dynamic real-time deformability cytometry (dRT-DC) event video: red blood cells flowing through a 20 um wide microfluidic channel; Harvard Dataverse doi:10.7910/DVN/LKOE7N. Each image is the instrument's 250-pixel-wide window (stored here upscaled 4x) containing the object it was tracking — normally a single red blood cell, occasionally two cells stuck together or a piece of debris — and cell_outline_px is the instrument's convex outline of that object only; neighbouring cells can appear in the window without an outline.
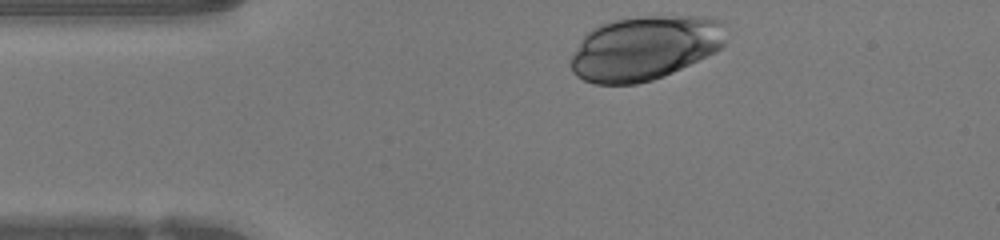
{"species": "human", "species_latin": "Homo sapiens", "temperature_condition": "warm", "stored_images_in_passage": 32, "camera_frame_rate_fps": 3000, "um_per_image_px": 0.085, "donor": {"sex": "female"}, "frame": {"image": 1, "passage_image": 1, "time_ms": 0.0, "image_size_px": [1000, 240], "cell_outline_px": [[724, 44], [716, 52], [664, 76], [652, 80], [636, 84], [596, 84], [584, 80], [576, 76], [572, 72], [568, 64], [580, 40], [592, 28], [600, 24], [616, 20], [644, 16], [704, 16], [720, 20], [724, 40]], "centroid_in_image_um": [54.76, 4.09], "position_along_channel_um": 30.2, "area_um2": 58.03}}
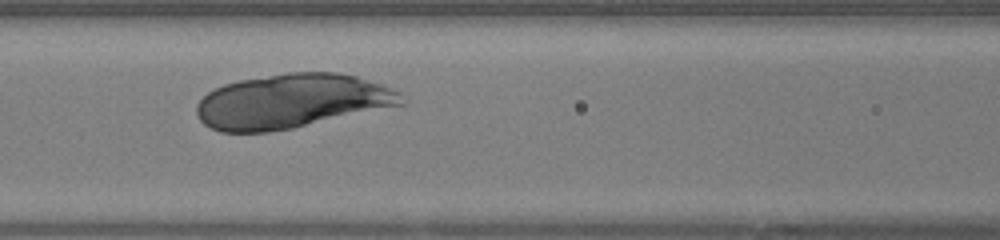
{"frame": {"image": 2, "passage_image": 12, "time_ms": 3.667, "image_size_px": [1000, 240], "cell_outline_px": [[404, 104], [292, 128], [268, 132], [220, 132], [204, 124], [200, 120], [196, 112], [196, 104], [208, 92], [224, 84], [240, 80], [288, 72], [340, 72], [356, 76], [380, 84], [400, 92]], "centroid_in_image_um": [24.76, 8.6], "position_along_channel_um": 141.8, "area_um2": 64.33}}
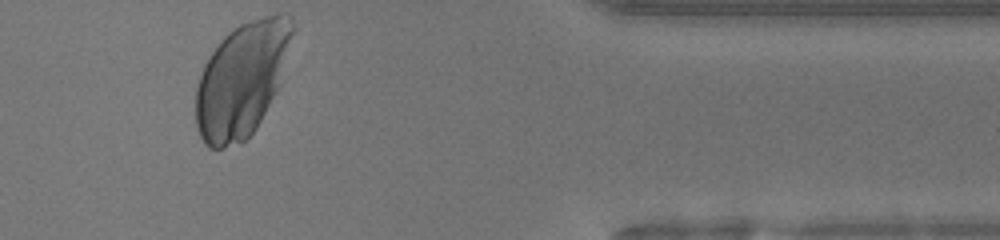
{"frame": {"image": 3, "passage_image": 32, "time_ms": 10.333, "image_size_px": [1000, 240], "cell_outline_px": [[296, 28], [280, 84], [256, 128], [244, 140], [224, 148], [208, 148], [204, 144], [196, 128], [196, 88], [204, 64], [220, 40], [228, 32], [240, 24], [264, 16], [280, 12], [292, 16]], "centroid_in_image_um": [20.58, 6.72], "position_along_channel_um": 390.8, "area_um2": 64.62}}